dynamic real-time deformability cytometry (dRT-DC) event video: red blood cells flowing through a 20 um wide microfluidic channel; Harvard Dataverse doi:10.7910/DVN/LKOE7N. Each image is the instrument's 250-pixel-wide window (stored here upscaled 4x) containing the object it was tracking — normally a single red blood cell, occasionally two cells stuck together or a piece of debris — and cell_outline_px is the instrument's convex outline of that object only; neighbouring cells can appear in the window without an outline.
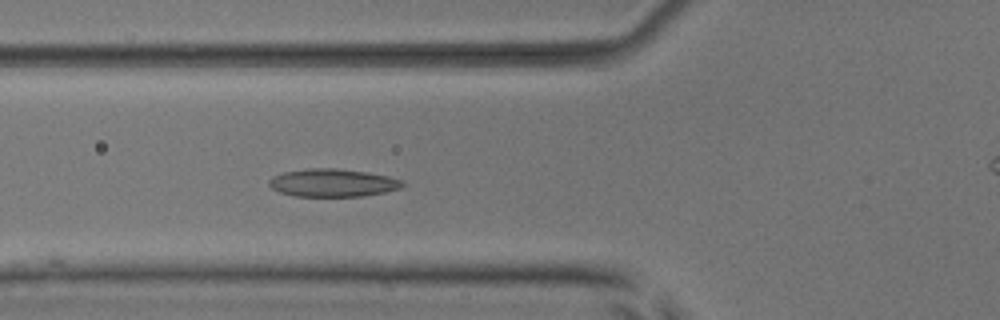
{"species": "common noctule bat (a hibernating species)", "species_latin": "Nyctalus noctula", "temperature_condition": "room temperature", "stored_images_in_passage": 54, "camera_frame_rate_fps": 3000, "um_per_image_px": 0.085, "animal": {"sex": "male", "body_mass_g": 17.9, "forearm_length_mm": 54.2}, "frame": {"image": 1, "passage_image": 20, "time_ms": 6.333, "image_size_px": [1000, 320], "cell_outline_px": [[404, 184], [400, 188], [384, 192], [364, 196], [292, 196], [280, 192], [272, 188], [268, 184], [268, 180], [272, 176], [284, 172], [308, 168], [336, 168], [368, 172], [388, 176], [404, 180]], "centroid_in_image_um": [28.27, 15.53], "position_along_channel_um": 97.5, "area_um2": 21.79}}
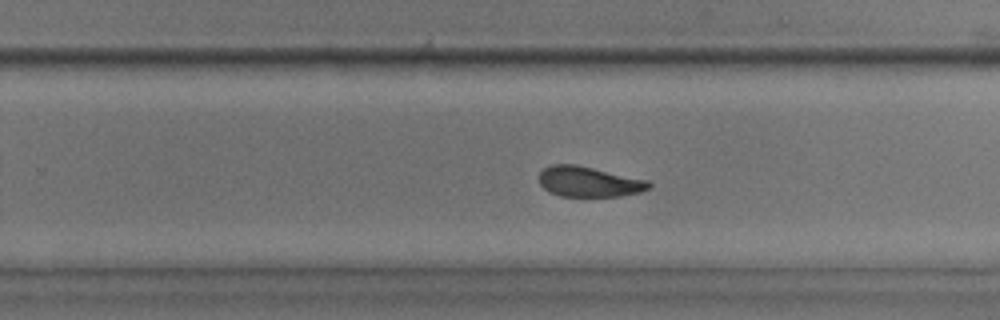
{"frame": {"image": 2, "passage_image": 34, "time_ms": 11.0, "image_size_px": [1000, 320], "cell_outline_px": [[652, 184], [648, 188], [640, 192], [620, 196], [560, 196], [548, 192], [540, 184], [540, 172], [544, 168], [552, 164], [576, 164], [648, 180]], "centroid_in_image_um": [50.04, 15.44], "position_along_channel_um": 279.8, "area_um2": 19.36}}
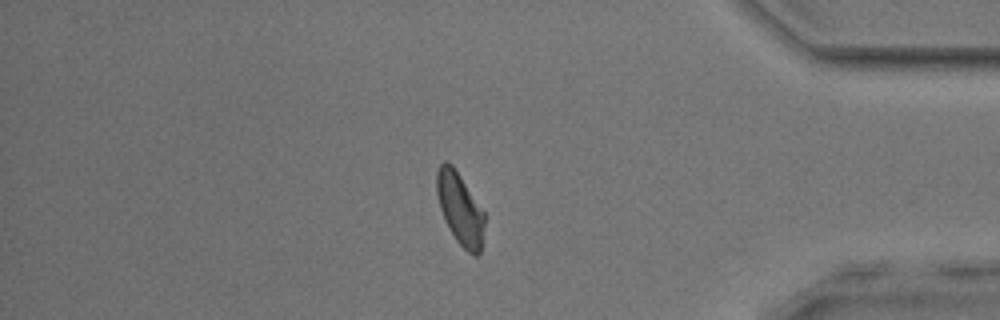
{"frame": {"image": 3, "passage_image": 45, "time_ms": 14.667, "image_size_px": [1000, 320], "cell_outline_px": [[484, 224], [480, 252], [476, 256], [472, 256], [456, 240], [440, 208], [436, 192], [436, 172], [440, 164], [444, 160], [448, 160], [452, 164], [484, 212]], "centroid_in_image_um": [39.08, 17.71], "position_along_channel_um": 396.1, "area_um2": 19.65}, "authors_computed_cell_mechanics": {"area_um2": 20.7791, "velocity_mm_per_s": 3.9149, "shape_relaxation_time_tau1_ms": 6.0875, "shape_relaxation_time_tau2_ms": 1.853, "deformation_change_tau1": 0.1472, "deformation_change_tau2": 0.0721}}